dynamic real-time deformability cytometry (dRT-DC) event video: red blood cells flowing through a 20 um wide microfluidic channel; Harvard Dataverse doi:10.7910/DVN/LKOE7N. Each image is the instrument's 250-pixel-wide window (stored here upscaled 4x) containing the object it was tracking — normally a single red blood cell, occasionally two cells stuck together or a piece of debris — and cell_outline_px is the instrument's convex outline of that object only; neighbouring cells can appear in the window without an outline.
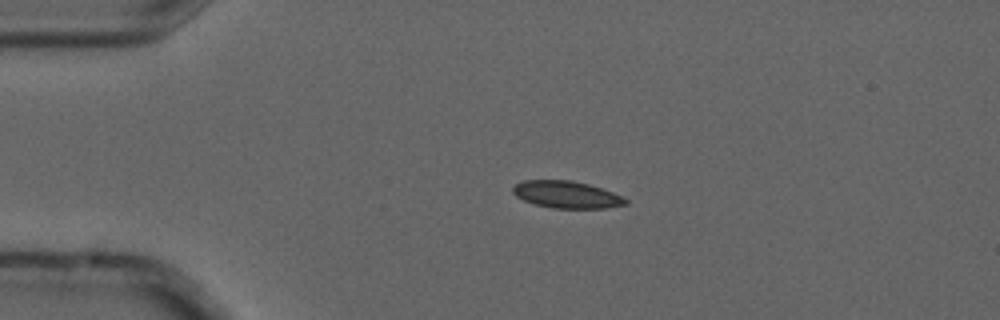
{"species": "common noctule bat (a hibernating species)", "species_latin": "Nyctalus noctula", "temperature_condition": "cold", "stored_images_in_passage": 5, "camera_frame_rate_fps": 3000, "um_per_image_px": 0.085, "animal": {"sex": "male", "forearm_length_mm": 52.5}, "frame": {"image": 1, "passage_image": 4, "time_ms": 1.0, "image_size_px": [1000, 320], "cell_outline_px": [[628, 204], [604, 208], [552, 208], [536, 204], [524, 200], [516, 196], [512, 192], [512, 188], [516, 184], [524, 180], [572, 180], [588, 184], [612, 192], [628, 200]], "centroid_in_image_um": [48.15, 16.54], "position_along_channel_um": 36.9, "area_um2": 17.63}}